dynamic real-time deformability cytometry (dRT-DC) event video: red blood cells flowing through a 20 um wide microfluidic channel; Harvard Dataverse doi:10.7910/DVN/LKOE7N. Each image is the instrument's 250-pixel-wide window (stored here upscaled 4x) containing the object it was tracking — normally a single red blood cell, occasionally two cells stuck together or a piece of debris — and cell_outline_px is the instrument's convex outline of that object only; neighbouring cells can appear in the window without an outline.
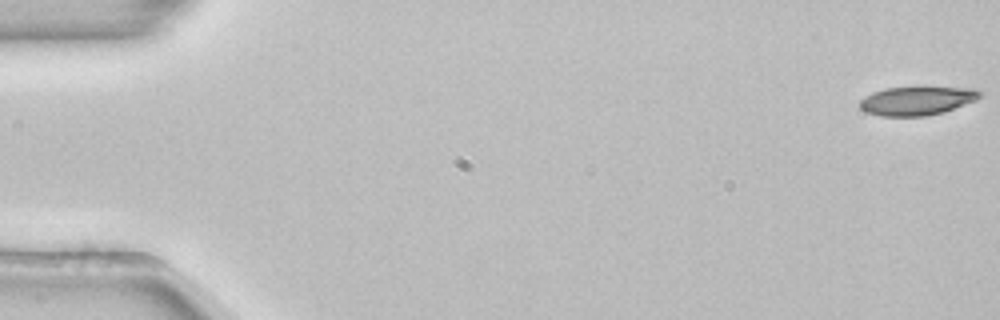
{"species": "common noctule bat (a hibernating species)", "species_latin": "Nyctalus noctula", "temperature_condition": "room temperature", "stored_images_in_passage": 7, "camera_frame_rate_fps": 3000, "um_per_image_px": 0.085, "animal": {"sex": "female", "body_mass_g": 22.7, "forearm_length_mm": 54.2}, "frame": {"image": 1, "passage_image": 1, "time_ms": 0.0, "image_size_px": [1000, 320], "cell_outline_px": [[984, 92], [976, 100], [944, 112], [928, 116], [880, 116], [864, 112], [860, 108], [860, 100], [864, 96], [872, 92], [884, 88], [920, 84], [972, 88]], "centroid_in_image_um": [77.95, 8.51], "position_along_channel_um": 7.1, "area_um2": 21.27}}